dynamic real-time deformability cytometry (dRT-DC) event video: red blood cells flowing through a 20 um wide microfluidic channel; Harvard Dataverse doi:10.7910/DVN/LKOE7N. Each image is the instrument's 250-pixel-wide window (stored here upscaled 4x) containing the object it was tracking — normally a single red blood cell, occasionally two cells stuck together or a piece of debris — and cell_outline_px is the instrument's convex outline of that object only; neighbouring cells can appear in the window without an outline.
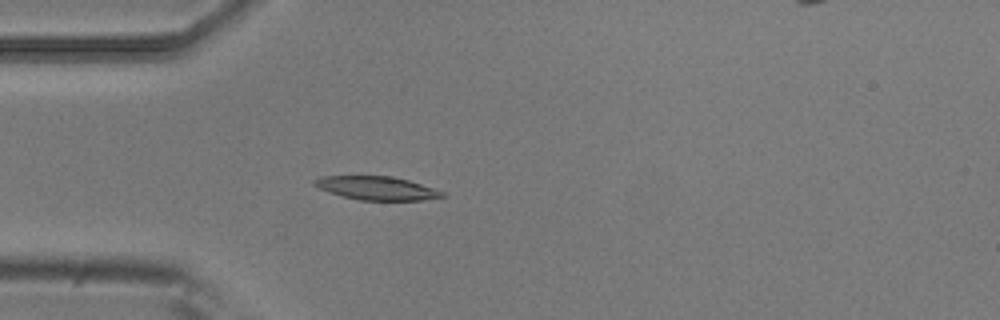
{"species": "common noctule bat (a hibernating species)", "species_latin": "Nyctalus noctula", "temperature_condition": "room temperature", "stored_images_in_passage": 4, "camera_frame_rate_fps": 3000, "um_per_image_px": 0.085, "animal": {"sex": "male", "body_mass_g": 20.5, "forearm_length_mm": 52.5}, "frame": {"image": 1, "passage_image": 3, "time_ms": 0.667, "image_size_px": [1000, 320], "cell_outline_px": [[448, 196], [420, 200], [360, 200], [328, 192], [312, 184], [312, 180], [320, 176], [392, 176], [408, 180], [444, 192]], "centroid_in_image_um": [32.0, 15.98], "position_along_channel_um": 53.0, "area_um2": 17.4}}